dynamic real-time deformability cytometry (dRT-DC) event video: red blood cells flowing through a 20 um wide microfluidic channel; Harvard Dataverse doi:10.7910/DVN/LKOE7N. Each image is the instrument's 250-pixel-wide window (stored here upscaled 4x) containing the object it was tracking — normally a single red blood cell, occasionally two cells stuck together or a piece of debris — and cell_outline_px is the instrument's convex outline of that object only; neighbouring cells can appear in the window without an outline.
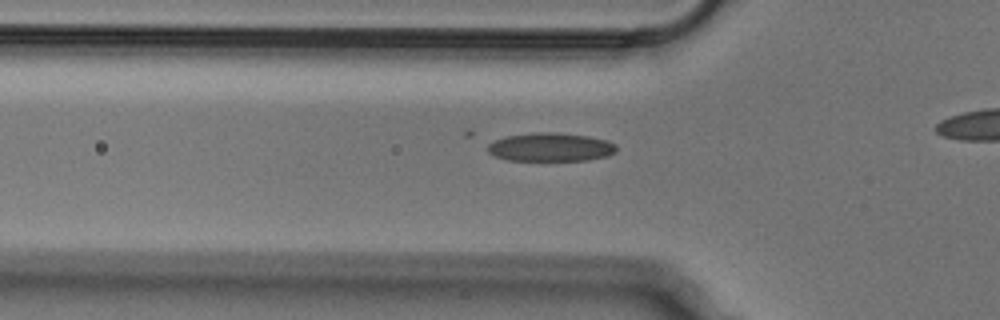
{"species": "Egyptian fruit bat (a non-hibernating species)", "species_latin": "Rousettus aegyptiacus", "temperature_condition": "cold", "stored_images_in_passage": 27, "camera_frame_rate_fps": 3000, "um_per_image_px": 0.085, "animal": {"sex": "male"}, "frame": {"image": 1, "passage_image": 12, "time_ms": 3.667, "image_size_px": [1000, 320], "cell_outline_px": [[616, 152], [608, 156], [588, 160], [508, 160], [496, 156], [488, 152], [488, 144], [496, 140], [508, 136], [536, 132], [552, 132], [588, 136], [608, 140], [616, 144]], "centroid_in_image_um": [46.85, 12.5], "position_along_channel_um": 79.0, "area_um2": 21.27}}
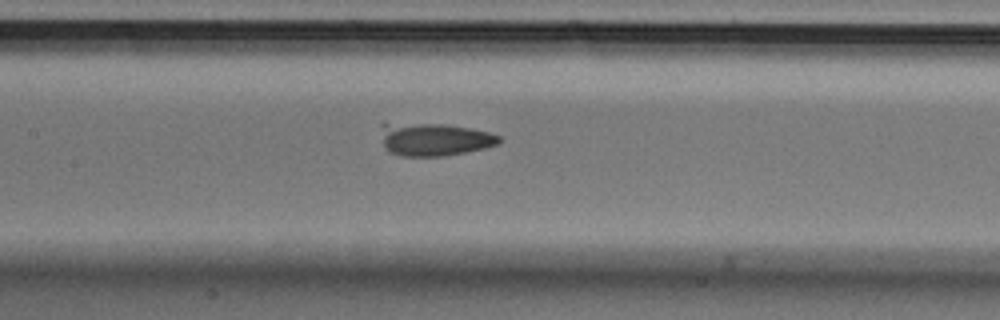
{"frame": {"image": 2, "passage_image": 19, "time_ms": 6.0, "image_size_px": [1000, 320], "cell_outline_px": [[500, 144], [484, 148], [444, 156], [400, 156], [388, 152], [384, 148], [380, 124], [444, 124], [468, 128], [488, 132], [500, 136]], "centroid_in_image_um": [36.9, 11.86], "position_along_channel_um": 170.5, "area_um2": 22.43}}
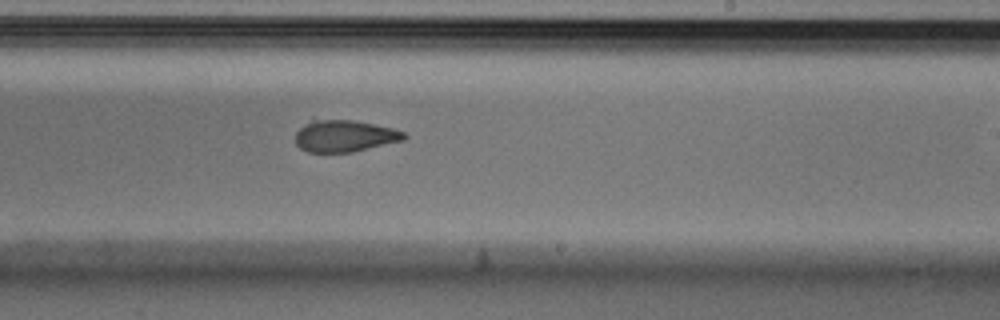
{"frame": {"image": 3, "passage_image": 26, "time_ms": 8.333, "image_size_px": [1000, 320], "cell_outline_px": [[408, 136], [404, 140], [352, 152], [308, 152], [300, 148], [296, 144], [296, 132], [312, 116], [352, 120], [392, 128], [404, 132]], "centroid_in_image_um": [29.23, 11.52], "position_along_channel_um": 259.8, "area_um2": 20.63}}